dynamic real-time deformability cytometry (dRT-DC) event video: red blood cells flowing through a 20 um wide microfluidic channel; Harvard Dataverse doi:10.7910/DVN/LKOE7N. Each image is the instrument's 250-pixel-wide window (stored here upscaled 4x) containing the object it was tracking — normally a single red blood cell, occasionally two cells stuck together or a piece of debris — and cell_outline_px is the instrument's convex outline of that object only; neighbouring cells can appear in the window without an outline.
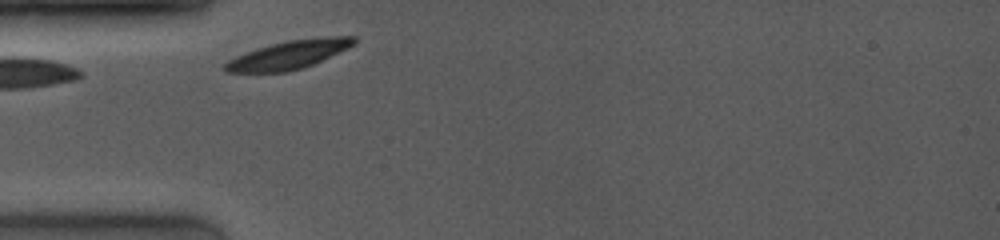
{"species": "common noctule bat (a hibernating species)", "species_latin": "Nyctalus noctula", "temperature_condition": "room temperature", "stored_images_in_passage": 42, "camera_frame_rate_fps": 4000, "um_per_image_px": 0.085, "animal": {"sex": "female", "body_mass_g": 19.0, "forearm_length_mm": 53.3}, "frame": {"image": 1, "passage_image": 1, "time_ms": 0.0, "image_size_px": [1000, 240], "cell_outline_px": [[356, 44], [348, 48], [304, 68], [284, 72], [228, 72], [220, 68], [228, 60], [236, 56], [272, 44], [288, 40], [328, 36], [356, 36]], "centroid_in_image_um": [24.57, 4.65], "position_along_channel_um": 60.4, "area_um2": 21.21}}
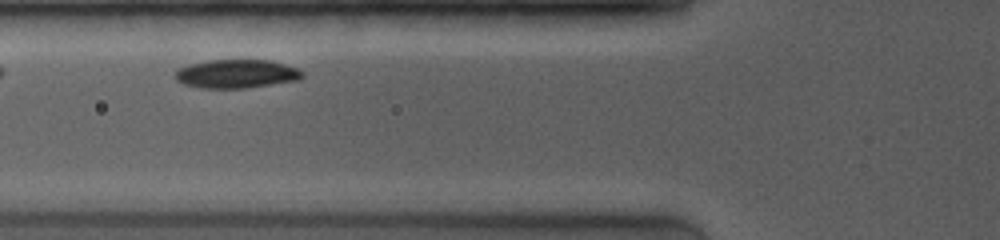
{"frame": {"image": 2, "passage_image": 6, "time_ms": 1.25, "image_size_px": [1000, 240], "cell_outline_px": [[304, 76], [300, 80], [244, 88], [200, 88], [184, 84], [176, 80], [176, 68], [188, 64], [208, 60], [268, 60], [284, 64], [296, 68], [304, 72]], "centroid_in_image_um": [20.09, 6.27], "position_along_channel_um": 105.7, "area_um2": 21.27}}
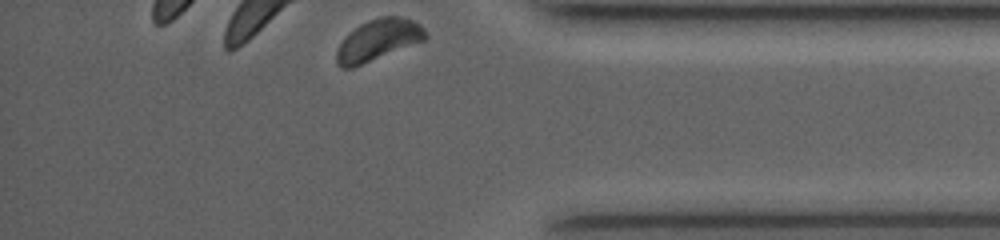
{"frame": {"image": 3, "passage_image": 42, "time_ms": 9.25, "image_size_px": [1000, 240], "cell_outline_px": [[428, 36], [424, 40], [352, 68], [340, 68], [336, 64], [336, 48], [360, 24], [368, 20], [380, 16], [400, 16], [412, 20], [420, 24], [428, 32]], "centroid_in_image_um": [32.16, 3.4], "position_along_channel_um": 403.0, "area_um2": 21.15}}